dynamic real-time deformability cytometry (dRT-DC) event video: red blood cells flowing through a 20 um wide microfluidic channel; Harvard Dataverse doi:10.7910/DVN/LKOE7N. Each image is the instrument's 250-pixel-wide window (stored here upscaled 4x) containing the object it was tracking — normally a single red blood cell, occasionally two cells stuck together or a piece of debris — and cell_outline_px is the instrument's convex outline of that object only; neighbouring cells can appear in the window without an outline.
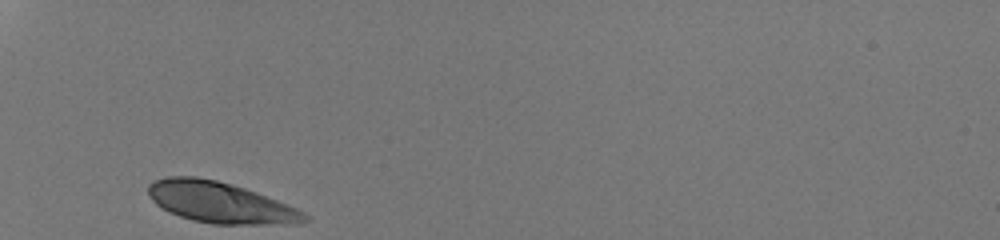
{"species": "human", "species_latin": "Homo sapiens", "temperature_condition": "room temperature", "stored_images_in_passage": 26, "camera_frame_rate_fps": 3000, "um_per_image_px": 0.085, "donor": {"sex": "male"}, "frame": {"image": 1, "passage_image": 1, "time_ms": 0.0, "image_size_px": [1000, 240], "cell_outline_px": [[308, 220], [296, 224], [212, 224], [192, 220], [168, 212], [160, 208], [148, 196], [148, 184], [156, 180], [168, 176], [196, 176], [216, 180], [232, 184], [256, 192], [288, 204], [304, 212], [308, 216]], "centroid_in_image_um": [18.7, 17.21], "position_along_channel_um": 66.3, "area_um2": 37.45}}
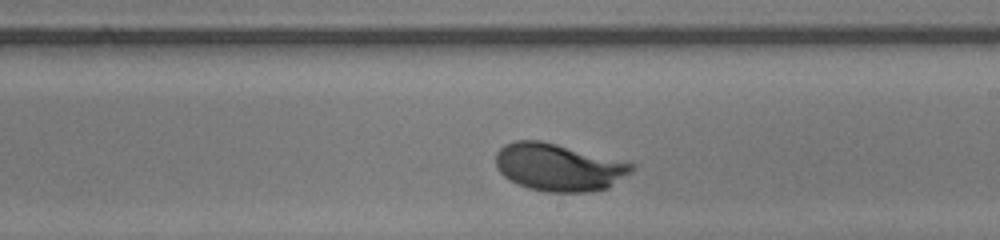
{"frame": {"image": 2, "passage_image": 15, "time_ms": 4.667, "image_size_px": [1000, 240], "cell_outline_px": [[636, 168], [632, 172], [608, 188], [592, 192], [544, 192], [528, 188], [516, 184], [504, 176], [496, 168], [496, 152], [504, 144], [512, 140], [540, 140], [636, 164]], "centroid_in_image_um": [47.48, 14.23], "position_along_channel_um": 241.5, "area_um2": 37.8}}
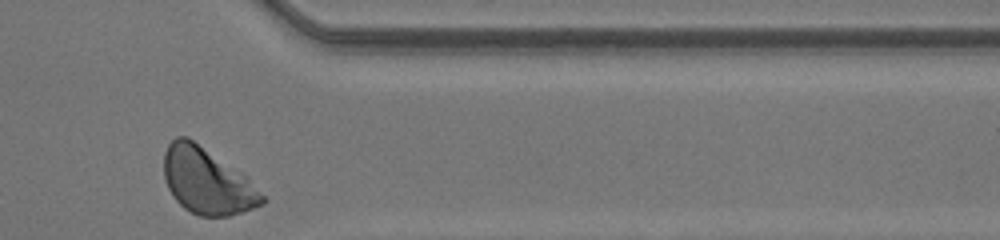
{"frame": {"image": 3, "passage_image": 26, "time_ms": 8.333, "image_size_px": [1000, 240], "cell_outline_px": [[268, 200], [264, 204], [228, 216], [200, 216], [184, 208], [172, 196], [164, 180], [164, 152], [168, 144], [176, 136], [188, 136], [248, 176]], "centroid_in_image_um": [17.61, 15.37], "position_along_channel_um": 393.8, "area_um2": 38.09}, "authors_computed_cell_mechanics": {"area_um2": 37.4833, "velocity_mm_per_s": 4.1999, "shape_relaxation_time_tau1_ms": 2.3417, "shape_relaxation_time_tau2_ms": null, "deformation_change_tau1": 0.1612, "deformation_change_tau2": null}}